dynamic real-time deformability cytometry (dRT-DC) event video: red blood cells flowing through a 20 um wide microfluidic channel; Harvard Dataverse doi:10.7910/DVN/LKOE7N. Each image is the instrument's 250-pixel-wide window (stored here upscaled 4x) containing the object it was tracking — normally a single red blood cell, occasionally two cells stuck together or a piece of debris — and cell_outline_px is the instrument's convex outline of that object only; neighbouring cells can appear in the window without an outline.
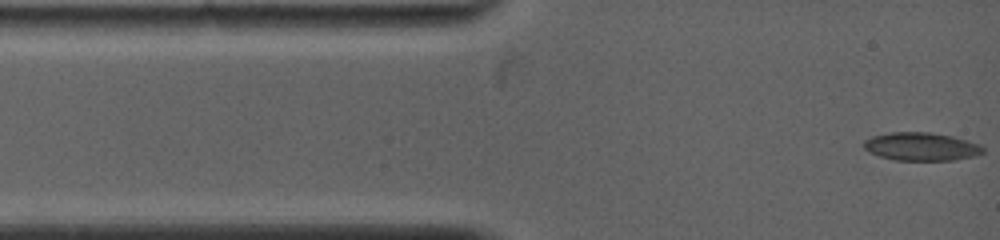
{"species": "common noctule bat (a hibernating species)", "species_latin": "Nyctalus noctula", "temperature_condition": "warm", "stored_images_in_passage": 47, "camera_frame_rate_fps": 5000, "um_per_image_px": 0.085, "animal": {"sex": "female", "body_mass_g": 19.0, "forearm_length_mm": 53.3}, "frame": {"image": 1, "passage_image": 1, "time_ms": 0.0, "image_size_px": [1000, 240], "cell_outline_px": [[984, 152], [976, 156], [952, 160], [896, 160], [880, 156], [868, 152], [864, 148], [864, 140], [872, 136], [892, 132], [928, 132], [952, 136], [980, 144], [984, 148]], "centroid_in_image_um": [78.31, 12.46], "position_along_channel_um": 6.7, "area_um2": 19.54}}
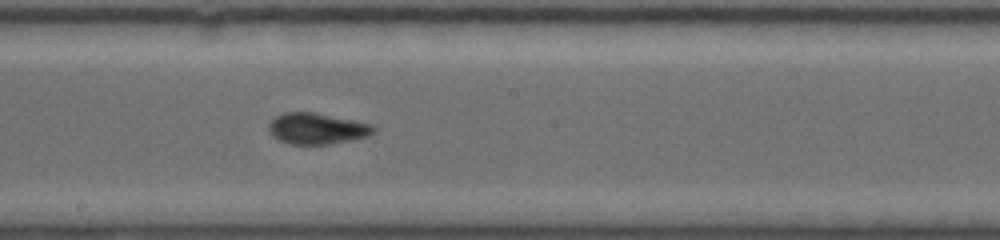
{"frame": {"image": 2, "passage_image": 20, "time_ms": 6.6, "image_size_px": [1000, 240], "cell_outline_px": [[376, 128], [368, 136], [352, 140], [328, 144], [292, 144], [280, 140], [272, 136], [268, 128], [268, 124], [276, 116], [284, 112], [316, 112], [372, 124]], "centroid_in_image_um": [26.93, 10.92], "position_along_channel_um": 221.3, "area_um2": 18.96}}
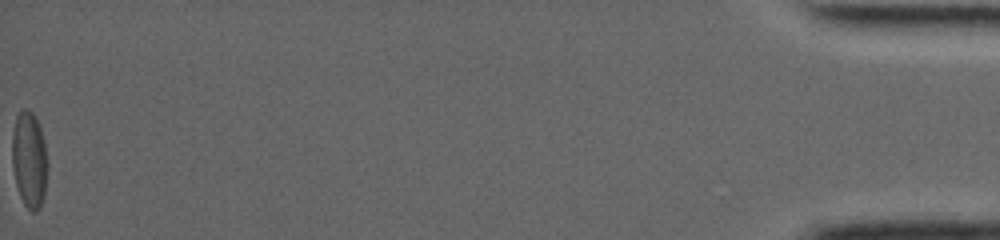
{"frame": {"image": 3, "passage_image": 47, "time_ms": 16.2, "image_size_px": [1000, 240], "cell_outline_px": [[48, 168], [44, 196], [40, 208], [36, 212], [32, 212], [24, 204], [20, 196], [16, 184], [12, 164], [12, 132], [16, 116], [20, 108], [28, 108], [36, 116], [44, 140], [48, 164]], "centroid_in_image_um": [2.49, 13.54], "position_along_channel_um": 432.7, "area_um2": 20.29}, "authors_computed_cell_mechanics": {"area_um2": 18.9006, "velocity_mm_per_s": 3.9687, "shape_relaxation_time_tau1_ms": null, "shape_relaxation_time_tau2_ms": 2.4329, "deformation_change_tau1": null, "deformation_change_tau2": 0.0587}}